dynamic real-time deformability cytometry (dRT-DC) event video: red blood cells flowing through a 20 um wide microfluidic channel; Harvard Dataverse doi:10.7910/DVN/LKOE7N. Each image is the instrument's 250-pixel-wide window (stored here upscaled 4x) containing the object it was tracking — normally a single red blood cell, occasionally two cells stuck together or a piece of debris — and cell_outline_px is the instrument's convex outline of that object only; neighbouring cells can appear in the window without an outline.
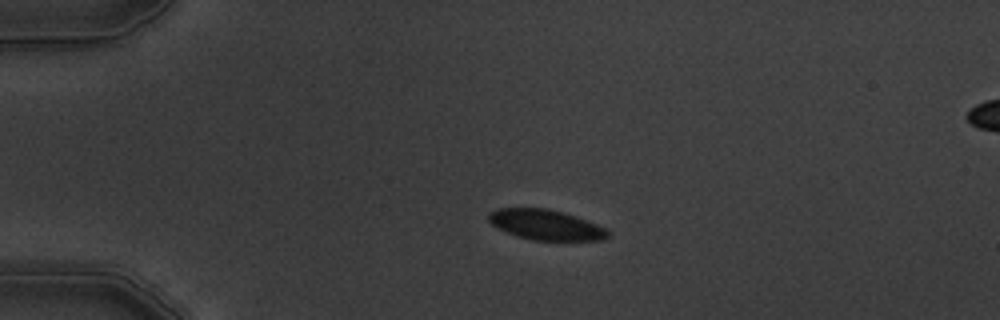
{"species": "common noctule bat (a hibernating species)", "species_latin": "Nyctalus noctula", "temperature_condition": "warm", "stored_images_in_passage": 4, "camera_frame_rate_fps": 3000, "um_per_image_px": 0.085, "animal": {"sex": "male", "body_mass_g": 19.5, "forearm_length_mm": 54.6}, "frame": {"image": 1, "passage_image": 3, "time_ms": 2.333, "image_size_px": [1000, 320], "cell_outline_px": [[612, 232], [608, 236], [600, 240], [532, 240], [516, 236], [496, 228], [488, 220], [488, 212], [496, 208], [548, 208], [564, 212], [576, 216], [596, 224]], "centroid_in_image_um": [46.35, 19.1], "position_along_channel_um": 38.7, "area_um2": 21.15}}